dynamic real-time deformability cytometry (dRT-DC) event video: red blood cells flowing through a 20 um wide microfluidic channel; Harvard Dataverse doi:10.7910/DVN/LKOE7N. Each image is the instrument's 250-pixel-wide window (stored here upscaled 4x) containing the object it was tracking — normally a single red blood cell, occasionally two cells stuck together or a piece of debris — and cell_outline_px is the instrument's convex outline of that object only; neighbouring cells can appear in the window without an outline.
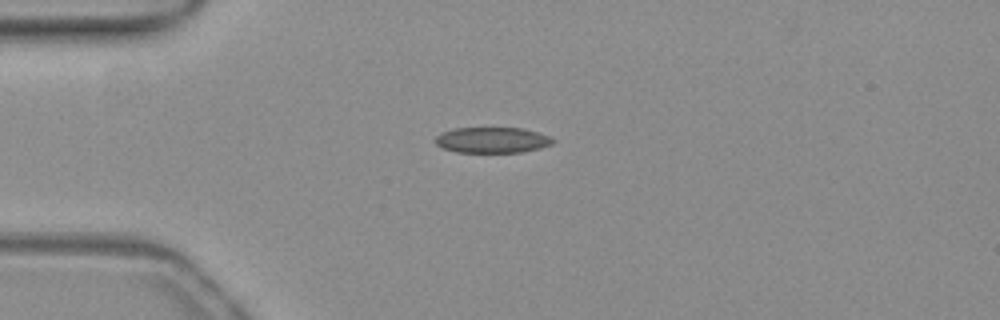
{"species": "common noctule bat (a hibernating species)", "species_latin": "Nyctalus noctula", "temperature_condition": "warm", "stored_images_in_passage": 40, "camera_frame_rate_fps": 3000, "um_per_image_px": 0.085, "animal": {"sex": "female", "body_mass_g": 19.3, "forearm_length_mm": 54.1}, "frame": {"image": 1, "passage_image": 1, "time_ms": 0.0, "image_size_px": [1000, 320], "cell_outline_px": [[556, 140], [552, 144], [540, 148], [524, 152], [456, 152], [440, 148], [432, 140], [436, 136], [444, 132], [456, 128], [524, 128], [548, 136]], "centroid_in_image_um": [41.81, 11.91], "position_along_channel_um": 43.2, "area_um2": 17.69}}
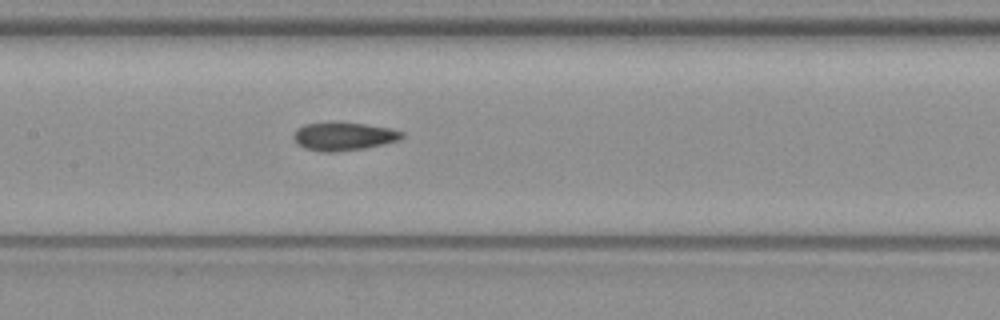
{"frame": {"image": 2, "passage_image": 13, "time_ms": 4.0, "image_size_px": [1000, 320], "cell_outline_px": [[404, 136], [400, 140], [384, 144], [364, 148], [336, 152], [320, 152], [304, 148], [296, 144], [292, 136], [296, 128], [304, 124], [364, 124], [388, 128], [404, 132]], "centroid_in_image_um": [29.18, 11.63], "position_along_channel_um": 178.2, "area_um2": 17.51}}
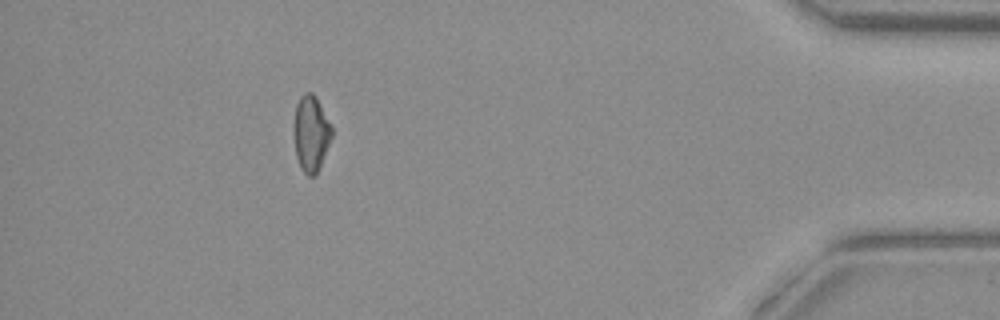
{"frame": {"image": 3, "passage_image": 35, "time_ms": 11.333, "image_size_px": [1000, 320], "cell_outline_px": [[332, 136], [320, 168], [316, 176], [308, 176], [300, 168], [296, 156], [292, 128], [292, 124], [296, 104], [300, 96], [304, 92], [312, 92], [316, 96], [332, 124]], "centroid_in_image_um": [26.42, 11.33], "position_along_channel_um": 408.8, "area_um2": 17.4}, "authors_computed_cell_mechanics": {"area_um2": 17.7157, "velocity_mm_per_s": 3.9259, "shape_relaxation_time_tau1_ms": null, "shape_relaxation_time_tau2_ms": 3.6737, "deformation_change_tau1": null, "deformation_change_tau2": 0.1111}}